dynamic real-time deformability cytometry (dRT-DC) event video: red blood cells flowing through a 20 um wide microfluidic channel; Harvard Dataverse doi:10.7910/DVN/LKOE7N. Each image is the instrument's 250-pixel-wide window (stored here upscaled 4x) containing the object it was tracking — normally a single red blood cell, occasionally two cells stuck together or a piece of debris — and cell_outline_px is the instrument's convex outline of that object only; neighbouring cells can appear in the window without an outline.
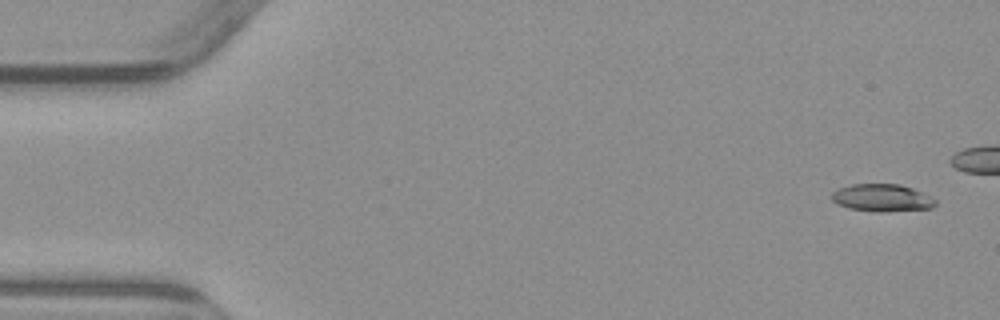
{"species": "common noctule bat (a hibernating species)", "species_latin": "Nyctalus noctula", "temperature_condition": "warm", "stored_images_in_passage": 7, "camera_frame_rate_fps": 3000, "um_per_image_px": 0.085, "animal": {"sex": "male", "body_mass_g": 23.1, "forearm_length_mm": 52.7}, "frame": {"image": 1, "passage_image": 1, "time_ms": 0.0, "image_size_px": [1000, 320], "cell_outline_px": [[936, 204], [932, 208], [880, 212], [876, 212], [848, 208], [836, 204], [832, 200], [832, 192], [840, 188], [852, 184], [900, 184], [912, 188], [936, 200]], "centroid_in_image_um": [74.94, 16.82], "position_along_channel_um": 10.1, "area_um2": 16.47}}
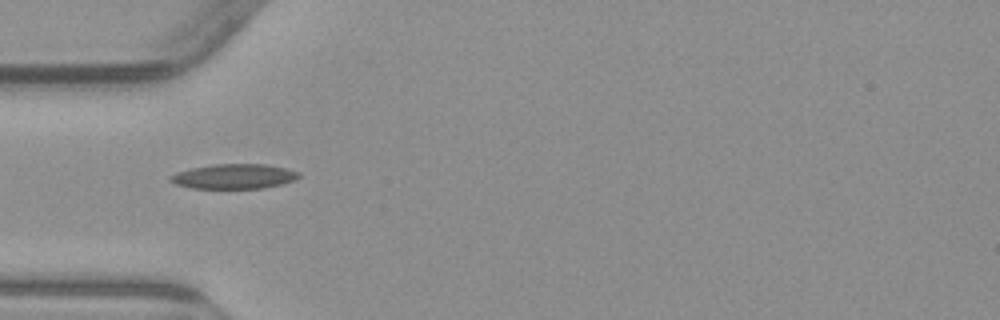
{"frame": {"image": 2, "passage_image": 6, "time_ms": 6.667, "image_size_px": [1000, 320], "cell_outline_px": [[300, 176], [292, 180], [280, 184], [264, 188], [192, 188], [176, 184], [168, 180], [168, 176], [176, 172], [192, 168], [216, 164], [264, 164], [284, 168], [300, 172]], "centroid_in_image_um": [19.85, 14.99], "position_along_channel_um": 65.2, "area_um2": 18.38}}
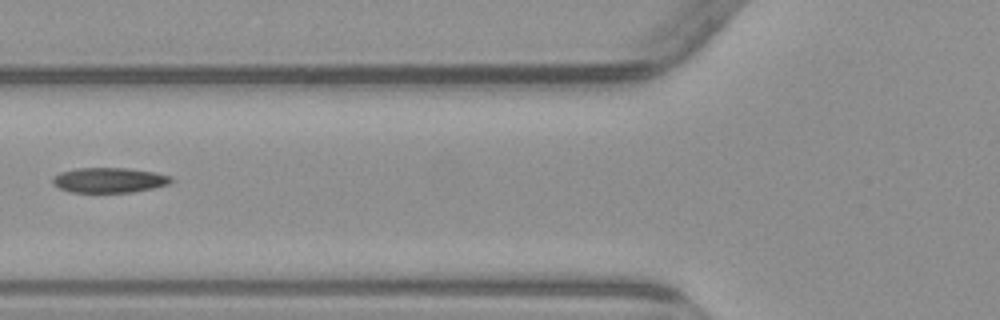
{"frame": {"image": 3, "passage_image": 7, "time_ms": 8.0, "image_size_px": [1000, 320], "cell_outline_px": [[172, 180], [168, 184], [152, 188], [132, 192], [72, 192], [60, 188], [52, 184], [52, 176], [60, 172], [76, 168], [128, 168], [156, 172], [172, 176]], "centroid_in_image_um": [9.26, 15.3], "position_along_channel_um": 116.5, "area_um2": 17.34}}